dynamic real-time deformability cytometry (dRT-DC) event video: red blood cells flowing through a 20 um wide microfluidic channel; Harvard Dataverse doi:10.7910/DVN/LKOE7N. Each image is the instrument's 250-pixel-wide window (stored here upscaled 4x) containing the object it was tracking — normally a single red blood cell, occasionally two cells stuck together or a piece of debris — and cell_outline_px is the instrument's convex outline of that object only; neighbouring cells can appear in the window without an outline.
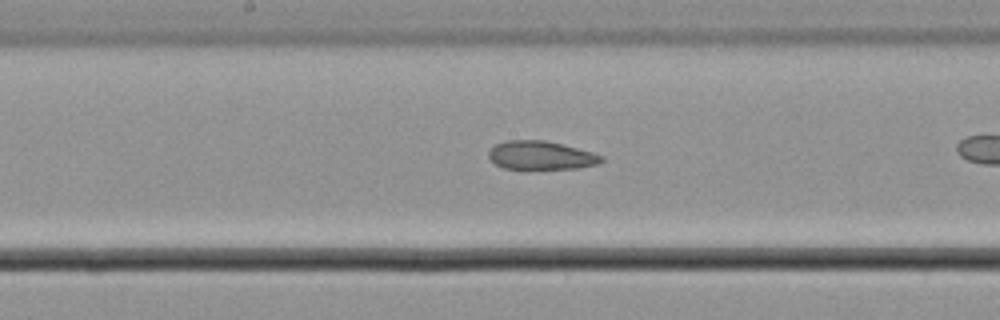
{"species": "common noctule bat (a hibernating species)", "species_latin": "Nyctalus noctula", "temperature_condition": "cold", "stored_images_in_passage": 33, "camera_frame_rate_fps": 3000, "um_per_image_px": 0.085, "animal": {"sex": "male", "body_mass_g": 21.5, "forearm_length_mm": 52.0}, "frame": {"image": 1, "passage_image": 19, "time_ms": 6.0, "image_size_px": [1000, 320], "cell_outline_px": [[604, 160], [596, 164], [580, 168], [504, 168], [496, 164], [488, 156], [488, 152], [496, 144], [504, 140], [544, 140], [592, 152], [604, 156]], "centroid_in_image_um": [45.98, 13.19], "position_along_channel_um": 202.2, "area_um2": 18.44}}